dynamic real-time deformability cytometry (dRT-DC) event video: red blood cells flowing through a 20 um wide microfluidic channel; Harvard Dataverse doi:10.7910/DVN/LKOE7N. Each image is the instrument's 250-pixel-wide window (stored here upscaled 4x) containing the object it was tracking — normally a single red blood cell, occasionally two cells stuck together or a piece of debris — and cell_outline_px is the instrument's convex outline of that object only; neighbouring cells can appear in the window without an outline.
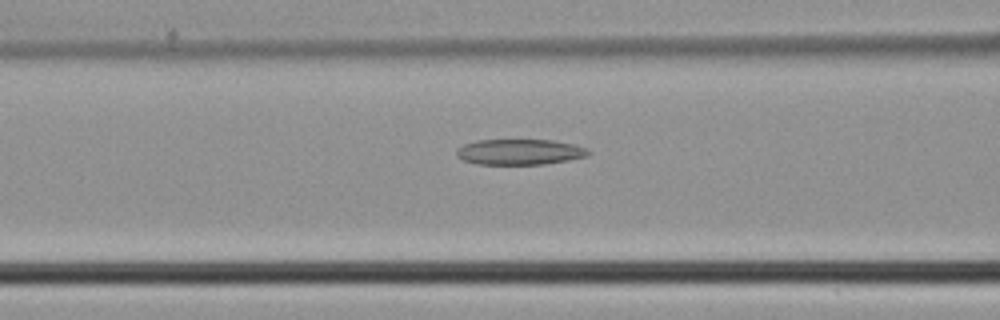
{"species": "common noctule bat (a hibernating species)", "species_latin": "Nyctalus noctula", "temperature_condition": "cold", "stored_images_in_passage": 15, "camera_frame_rate_fps": 3000, "um_per_image_px": 0.085, "animal": {"sex": "male", "body_mass_g": 21.5, "forearm_length_mm": 52.0}, "frame": {"image": 1, "passage_image": 5, "time_ms": 1.333, "image_size_px": [1000, 320], "cell_outline_px": [[592, 152], [588, 156], [568, 160], [544, 164], [476, 164], [464, 160], [456, 156], [456, 148], [464, 144], [476, 140], [552, 140], [572, 144], [588, 148]], "centroid_in_image_um": [44.17, 12.91], "position_along_channel_um": 122.4, "area_um2": 19.77}}
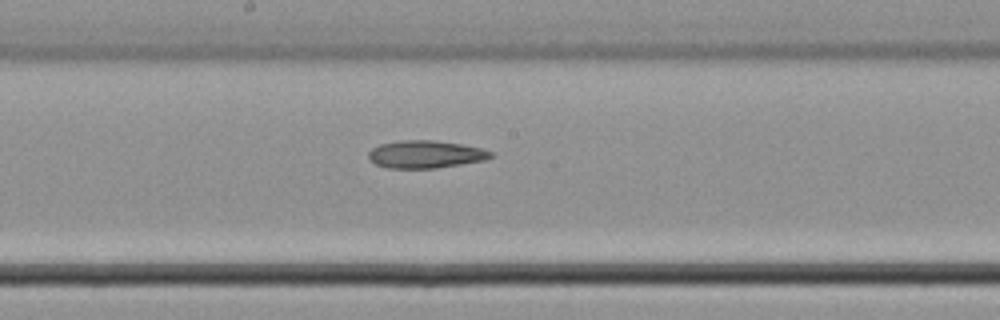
{"frame": {"image": 2, "passage_image": 11, "time_ms": 3.333, "image_size_px": [1000, 320], "cell_outline_px": [[492, 156], [484, 160], [436, 168], [388, 168], [376, 164], [368, 156], [368, 152], [372, 148], [380, 144], [400, 140], [436, 140], [460, 144], [480, 148], [492, 152]], "centroid_in_image_um": [36.14, 13.11], "position_along_channel_um": 212.1, "area_um2": 19.48}}
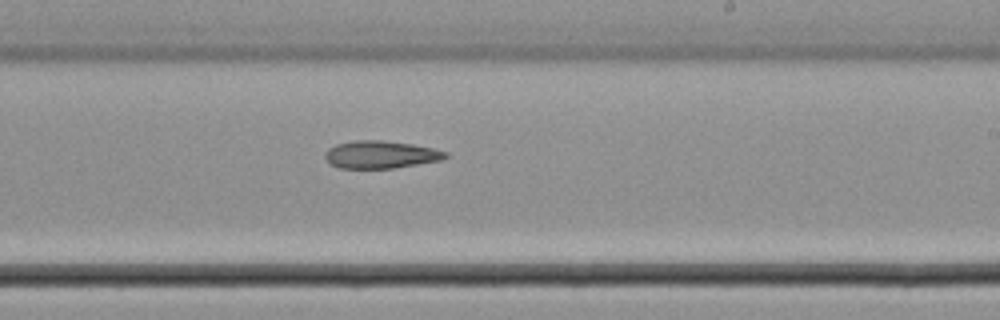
{"frame": {"image": 3, "passage_image": 14, "time_ms": 4.333, "image_size_px": [1000, 320], "cell_outline_px": [[448, 156], [440, 160], [392, 168], [340, 168], [332, 164], [324, 156], [324, 152], [328, 148], [336, 144], [356, 140], [384, 140], [412, 144], [432, 148], [448, 152]], "centroid_in_image_um": [32.34, 13.13], "position_along_channel_um": 256.7, "area_um2": 19.19}}